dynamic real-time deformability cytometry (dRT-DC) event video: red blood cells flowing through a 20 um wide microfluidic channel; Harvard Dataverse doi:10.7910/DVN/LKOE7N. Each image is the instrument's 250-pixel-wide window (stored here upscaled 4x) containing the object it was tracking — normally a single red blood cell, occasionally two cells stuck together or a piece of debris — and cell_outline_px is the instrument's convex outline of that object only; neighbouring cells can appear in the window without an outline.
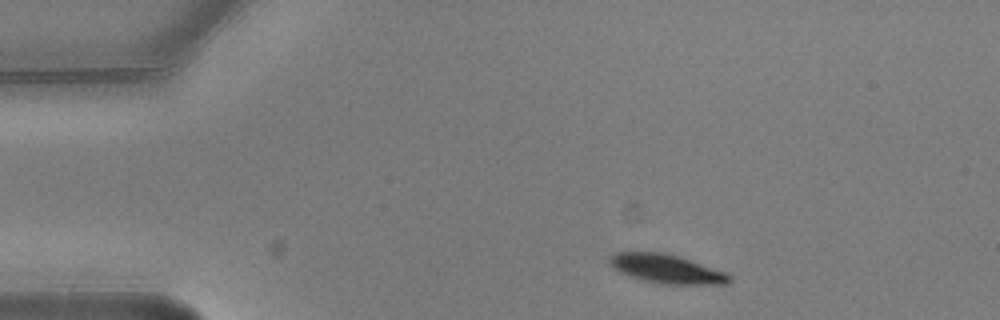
{"species": "common noctule bat (a hibernating species)", "species_latin": "Nyctalus noctula", "temperature_condition": "warm", "stored_images_in_passage": 2, "camera_frame_rate_fps": 3000, "um_per_image_px": 0.085, "animal": {"sex": "male", "body_mass_g": 20.5, "forearm_length_mm": 52.5}, "frame": {"image": 1, "passage_image": 1, "time_ms": 0.0, "image_size_px": [1000, 320], "cell_outline_px": [[732, 280], [728, 284], [660, 284], [640, 280], [620, 272], [612, 268], [608, 260], [616, 252], [664, 252], [724, 272], [732, 276]], "centroid_in_image_um": [56.62, 22.87], "position_along_channel_um": 28.4, "area_um2": 19.94}}